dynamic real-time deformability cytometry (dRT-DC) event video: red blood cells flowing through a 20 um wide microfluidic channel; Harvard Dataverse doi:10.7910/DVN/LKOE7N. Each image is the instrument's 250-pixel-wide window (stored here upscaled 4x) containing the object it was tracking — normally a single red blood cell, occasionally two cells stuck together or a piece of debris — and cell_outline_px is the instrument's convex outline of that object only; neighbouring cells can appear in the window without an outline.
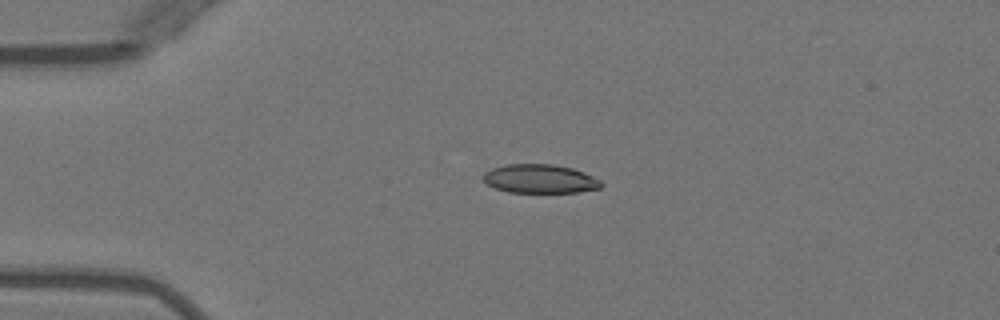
{"species": "Egyptian fruit bat (a non-hibernating species)", "species_latin": "Rousettus aegyptiacus", "temperature_condition": "warm", "stored_images_in_passage": 5, "camera_frame_rate_fps": 3000, "um_per_image_px": 0.085, "animal": {"sex": "female"}, "frame": {"image": 1, "passage_image": 3, "time_ms": 2.333, "image_size_px": [1000, 320], "cell_outline_px": [[604, 184], [600, 188], [576, 192], [508, 192], [496, 188], [488, 184], [480, 176], [484, 172], [492, 168], [508, 164], [552, 164], [572, 168], [584, 172], [600, 180]], "centroid_in_image_um": [45.88, 15.19], "position_along_channel_um": 39.1, "area_um2": 19.77}}
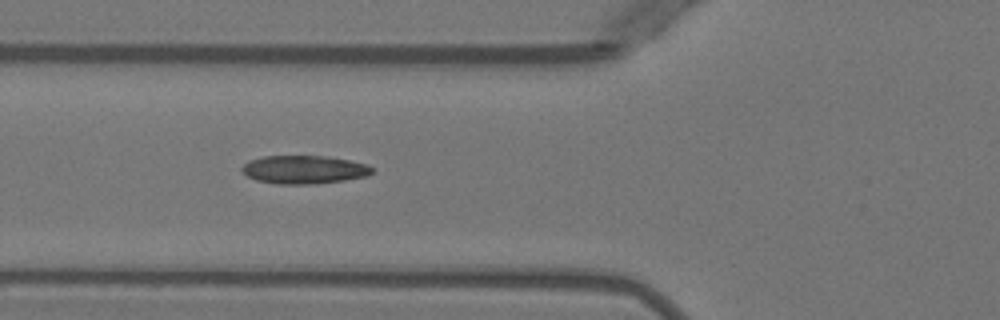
{"frame": {"image": 2, "passage_image": 5, "time_ms": 4.667, "image_size_px": [1000, 320], "cell_outline_px": [[372, 172], [368, 176], [344, 180], [316, 184], [276, 184], [256, 180], [240, 172], [240, 168], [248, 160], [264, 156], [324, 156], [348, 160], [368, 164], [372, 168]], "centroid_in_image_um": [25.81, 14.42], "position_along_channel_um": 100.0, "area_um2": 21.56}}